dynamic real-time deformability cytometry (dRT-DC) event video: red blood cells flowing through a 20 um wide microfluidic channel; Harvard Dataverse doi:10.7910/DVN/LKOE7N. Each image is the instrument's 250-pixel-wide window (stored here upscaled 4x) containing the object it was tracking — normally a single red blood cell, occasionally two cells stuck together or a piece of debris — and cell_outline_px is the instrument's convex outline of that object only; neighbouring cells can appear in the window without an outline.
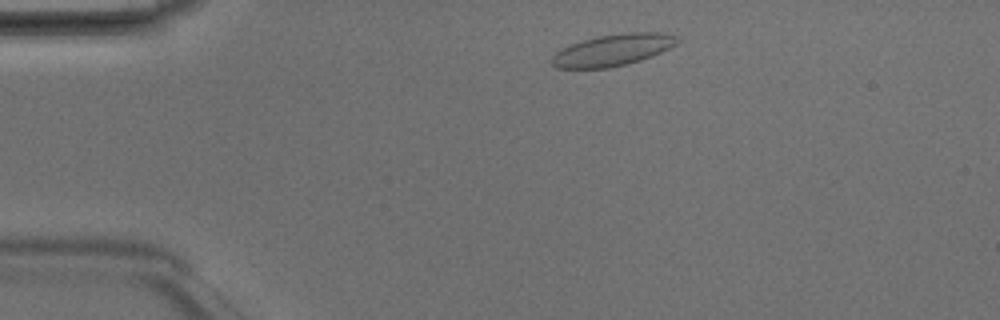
{"species": "Egyptian fruit bat (a non-hibernating species)", "species_latin": "Rousettus aegyptiacus", "temperature_condition": "room temperature", "stored_images_in_passage": 43, "camera_frame_rate_fps": 3000, "um_per_image_px": 0.085, "animal": {"sex": "male"}, "frame": {"image": 1, "passage_image": 4, "time_ms": 1.0, "image_size_px": [1000, 320], "cell_outline_px": [[680, 40], [676, 44], [652, 56], [640, 60], [608, 68], [556, 68], [552, 64], [552, 56], [560, 48], [596, 36], [624, 32], [664, 32], [676, 36]], "centroid_in_image_um": [52.09, 4.24], "position_along_channel_um": 32.9, "area_um2": 23.06}}
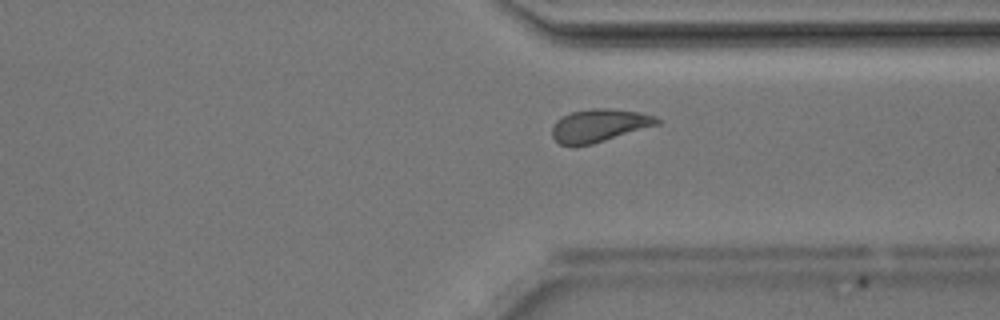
{"frame": {"image": 2, "passage_image": 31, "time_ms": 10.0, "image_size_px": [1000, 320], "cell_outline_px": [[660, 124], [592, 144], [572, 148], [560, 144], [552, 136], [552, 128], [556, 120], [560, 116], [572, 112], [592, 108], [608, 108], [640, 112], [656, 116], [660, 120]], "centroid_in_image_um": [50.91, 10.68], "position_along_channel_um": 360.5, "area_um2": 20.4}}
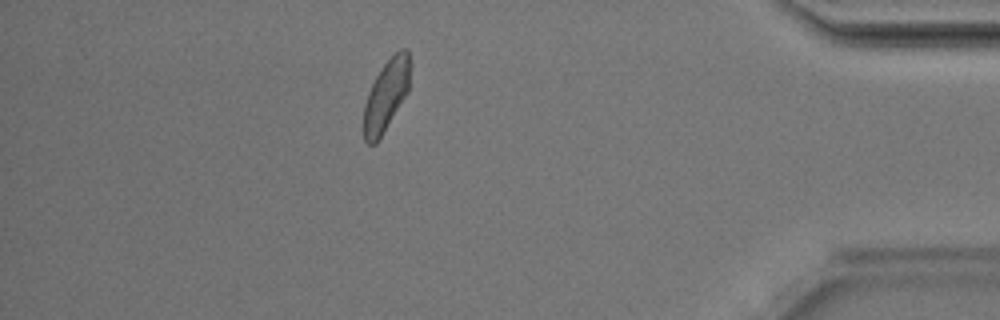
{"frame": {"image": 3, "passage_image": 37, "time_ms": 12.0, "image_size_px": [1000, 320], "cell_outline_px": [[412, 64], [408, 92], [376, 144], [368, 144], [364, 140], [364, 104], [368, 92], [376, 76], [384, 64], [400, 48], [408, 48]], "centroid_in_image_um": [32.86, 8.06], "position_along_channel_um": 402.3, "area_um2": 19.36}, "authors_computed_cell_mechanics": {"area_um2": 20.4034, "velocity_mm_per_s": 4.1674, "shape_relaxation_time_tau1_ms": 3.6508, "shape_relaxation_time_tau2_ms": 1.0019, "deformation_change_tau1": 0.0929, "deformation_change_tau2": 0.0397}}